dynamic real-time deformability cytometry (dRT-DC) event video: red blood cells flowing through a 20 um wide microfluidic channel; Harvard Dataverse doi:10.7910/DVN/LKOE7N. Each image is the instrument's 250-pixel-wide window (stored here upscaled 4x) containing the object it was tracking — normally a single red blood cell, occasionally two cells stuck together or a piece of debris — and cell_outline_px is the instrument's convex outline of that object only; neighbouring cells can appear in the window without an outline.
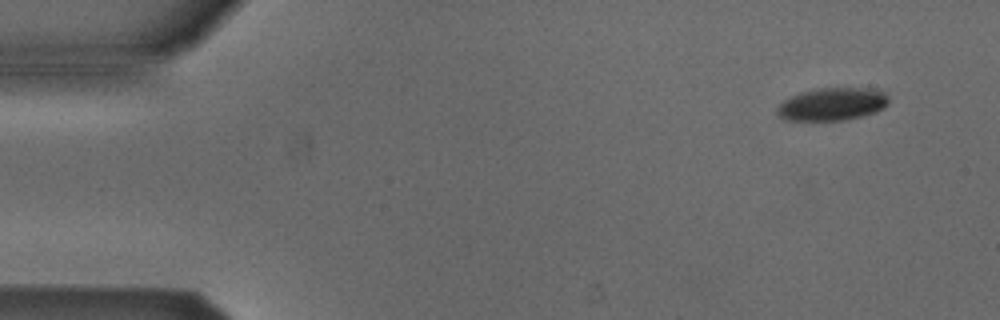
{"species": "Egyptian fruit bat (a non-hibernating species)", "species_latin": "Rousettus aegyptiacus", "temperature_condition": "cold", "stored_images_in_passage": 4, "camera_frame_rate_fps": 3000, "um_per_image_px": 0.085, "animal": {"sex": "male"}, "frame": {"image": 1, "passage_image": 1, "time_ms": 0.0, "image_size_px": [1000, 320], "cell_outline_px": [[888, 104], [884, 108], [876, 112], [864, 116], [844, 120], [784, 120], [776, 112], [776, 108], [784, 100], [800, 92], [816, 88], [864, 88], [884, 92], [888, 96]], "centroid_in_image_um": [70.74, 8.86], "position_along_channel_um": 14.3, "area_um2": 21.33}}
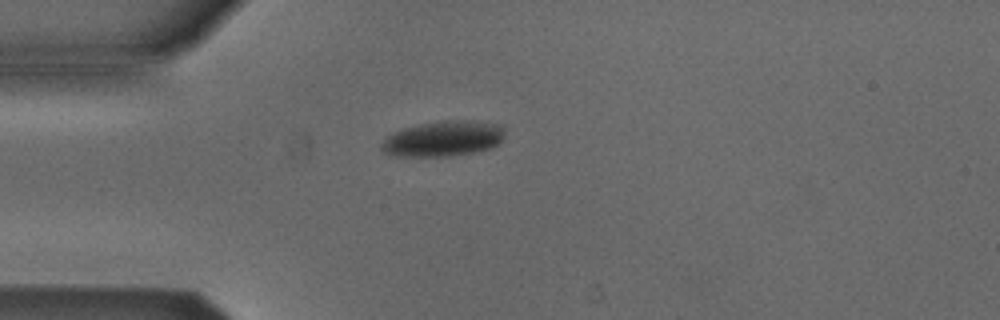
{"frame": {"image": 2, "passage_image": 4, "time_ms": 1.0, "image_size_px": [1000, 320], "cell_outline_px": [[504, 136], [496, 144], [488, 148], [472, 152], [448, 156], [404, 156], [388, 152], [380, 144], [388, 136], [404, 128], [420, 124], [444, 120], [480, 120], [504, 124]], "centroid_in_image_um": [37.78, 11.75], "position_along_channel_um": 47.2, "area_um2": 25.09}}